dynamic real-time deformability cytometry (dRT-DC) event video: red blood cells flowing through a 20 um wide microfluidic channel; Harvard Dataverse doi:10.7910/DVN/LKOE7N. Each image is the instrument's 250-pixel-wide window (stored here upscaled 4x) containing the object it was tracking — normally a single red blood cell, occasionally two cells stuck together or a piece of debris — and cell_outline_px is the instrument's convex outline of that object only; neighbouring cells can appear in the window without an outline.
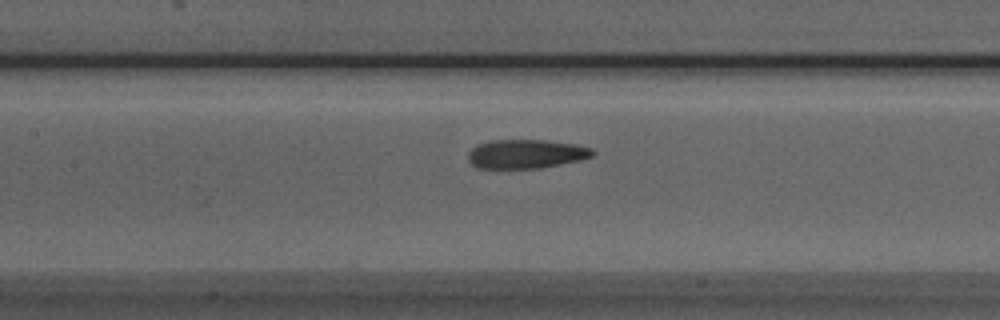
{"species": "Egyptian fruit bat (a non-hibernating species)", "species_latin": "Rousettus aegyptiacus", "temperature_condition": "room temperature", "stored_images_in_passage": 36, "camera_frame_rate_fps": 3000, "um_per_image_px": 0.085, "animal": {"sex": "male"}, "frame": {"image": 1, "passage_image": 13, "time_ms": 4.0, "image_size_px": [1000, 320], "cell_outline_px": [[596, 152], [592, 156], [580, 160], [540, 168], [476, 168], [468, 160], [468, 152], [476, 144], [492, 140], [544, 140], [576, 144], [592, 148]], "centroid_in_image_um": [44.7, 13.08], "position_along_channel_um": 162.7, "area_um2": 21.1}}
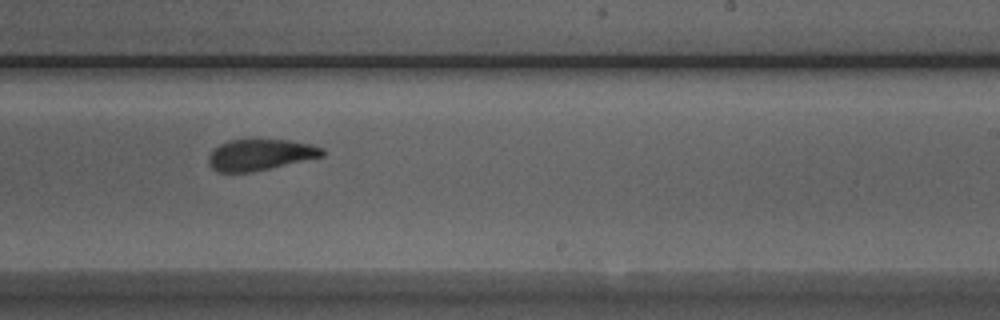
{"frame": {"image": 2, "passage_image": 21, "time_ms": 6.667, "image_size_px": [1000, 320], "cell_outline_px": [[324, 156], [252, 172], [216, 172], [208, 164], [208, 156], [220, 144], [228, 140], [288, 140], [312, 144], [324, 148]], "centroid_in_image_um": [22.12, 13.16], "position_along_channel_um": 266.9, "area_um2": 20.58}}
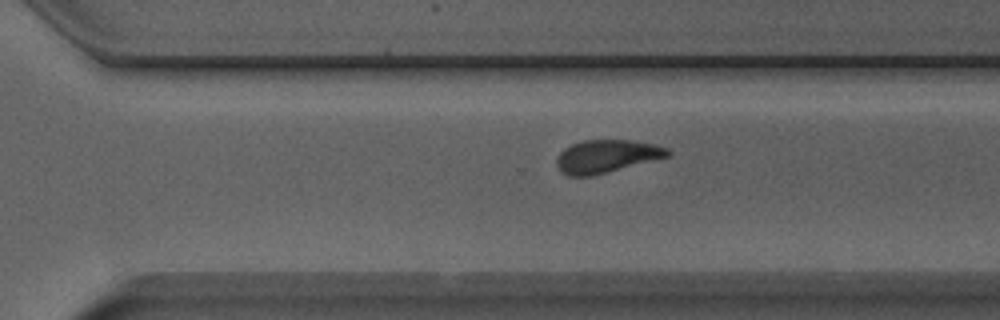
{"frame": {"image": 3, "passage_image": 25, "time_ms": 8.0, "image_size_px": [1000, 320], "cell_outline_px": [[672, 152], [668, 156], [588, 176], [568, 176], [560, 172], [556, 164], [556, 160], [560, 152], [564, 148], [572, 144], [584, 140], [632, 140], [652, 144], [668, 148]], "centroid_in_image_um": [51.5, 13.27], "position_along_channel_um": 319.1, "area_um2": 20.87}, "authors_computed_cell_mechanics": {"area_um2": 21.3571, "velocity_mm_per_s": 3.9174, "shape_relaxation_time_tau1_ms": 5.4478, "shape_relaxation_time_tau2_ms": 1.7155, "deformation_change_tau1": 0.1719, "deformation_change_tau2": 0.0915}}